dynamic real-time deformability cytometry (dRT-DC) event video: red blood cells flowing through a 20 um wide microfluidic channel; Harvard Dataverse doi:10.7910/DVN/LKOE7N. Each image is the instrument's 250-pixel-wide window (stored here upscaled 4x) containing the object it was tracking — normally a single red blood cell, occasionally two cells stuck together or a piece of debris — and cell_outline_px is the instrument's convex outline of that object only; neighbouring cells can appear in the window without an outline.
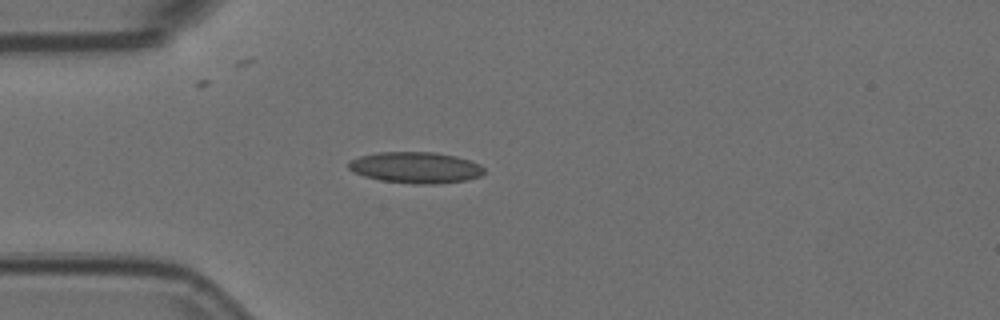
{"species": "Egyptian fruit bat (a non-hibernating species)", "species_latin": "Rousettus aegyptiacus", "temperature_condition": "room temperature", "stored_images_in_passage": 2, "camera_frame_rate_fps": 3000, "um_per_image_px": 0.085, "animal": {"sex": "female"}, "frame": {"image": 1, "passage_image": 1, "time_ms": 0.0, "image_size_px": [1000, 320], "cell_outline_px": [[484, 172], [480, 176], [468, 180], [436, 184], [412, 184], [380, 180], [364, 176], [352, 172], [348, 168], [348, 164], [352, 160], [360, 156], [376, 152], [432, 152], [456, 156], [480, 164], [484, 168]], "centroid_in_image_um": [35.33, 14.25], "position_along_channel_um": 49.7, "area_um2": 24.74}}